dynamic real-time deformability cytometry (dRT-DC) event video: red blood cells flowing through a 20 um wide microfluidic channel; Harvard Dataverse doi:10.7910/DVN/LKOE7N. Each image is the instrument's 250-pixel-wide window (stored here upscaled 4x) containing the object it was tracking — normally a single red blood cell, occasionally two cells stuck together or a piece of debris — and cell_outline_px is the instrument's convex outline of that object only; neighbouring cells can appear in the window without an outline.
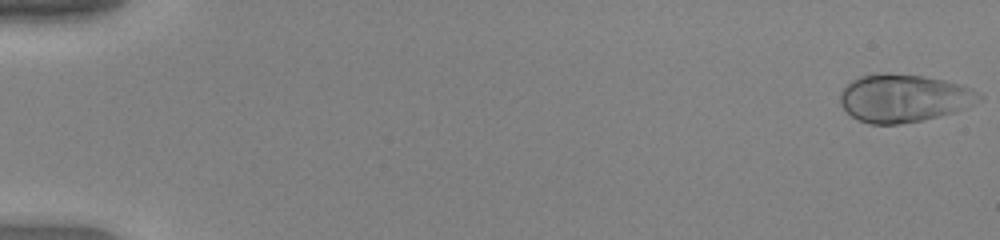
{"species": "human", "species_latin": "Homo sapiens", "temperature_condition": "warm", "stored_images_in_passage": 52, "camera_frame_rate_fps": 3000, "um_per_image_px": 0.085, "donor": {"sex": "female"}, "frame": {"image": 1, "passage_image": 1, "time_ms": 0.0, "image_size_px": [1000, 240], "cell_outline_px": [[984, 96], [980, 100], [956, 112], [920, 120], [896, 124], [872, 124], [860, 120], [852, 116], [840, 104], [840, 92], [852, 80], [860, 76], [876, 72], [888, 72], [920, 76], [944, 80], [960, 84], [972, 88]], "centroid_in_image_um": [76.82, 8.32], "position_along_channel_um": 8.2, "area_um2": 38.67}}
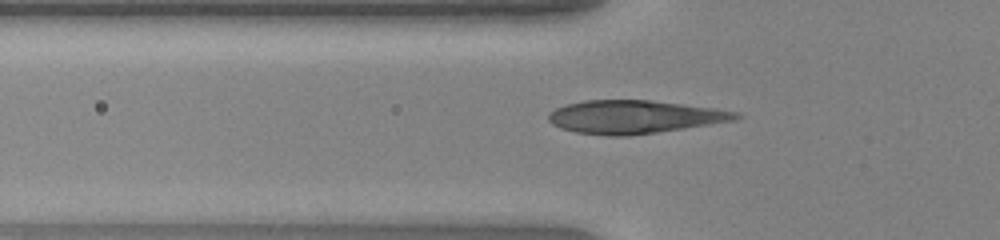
{"frame": {"image": 2, "passage_image": 19, "time_ms": 6.0, "image_size_px": [1000, 240], "cell_outline_px": [[744, 116], [736, 120], [684, 128], [628, 136], [608, 136], [576, 132], [560, 128], [552, 124], [548, 120], [548, 112], [556, 108], [568, 104], [584, 100], [652, 100], [716, 108], [740, 112]], "centroid_in_image_um": [53.94, 9.93], "position_along_channel_um": 71.9, "area_um2": 36.36}}
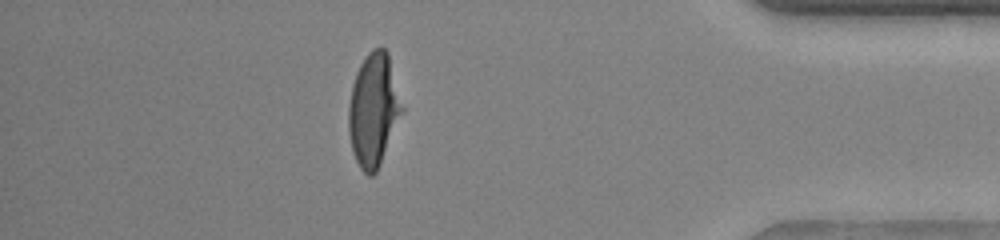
{"frame": {"image": 3, "passage_image": 46, "time_ms": 15.0, "image_size_px": [1000, 240], "cell_outline_px": [[404, 108], [380, 164], [376, 172], [372, 176], [368, 176], [360, 168], [352, 152], [348, 132], [348, 108], [352, 84], [356, 72], [364, 56], [372, 48], [384, 48], [388, 52]], "centroid_in_image_um": [31.74, 9.32], "position_along_channel_um": 403.5, "area_um2": 35.26}}